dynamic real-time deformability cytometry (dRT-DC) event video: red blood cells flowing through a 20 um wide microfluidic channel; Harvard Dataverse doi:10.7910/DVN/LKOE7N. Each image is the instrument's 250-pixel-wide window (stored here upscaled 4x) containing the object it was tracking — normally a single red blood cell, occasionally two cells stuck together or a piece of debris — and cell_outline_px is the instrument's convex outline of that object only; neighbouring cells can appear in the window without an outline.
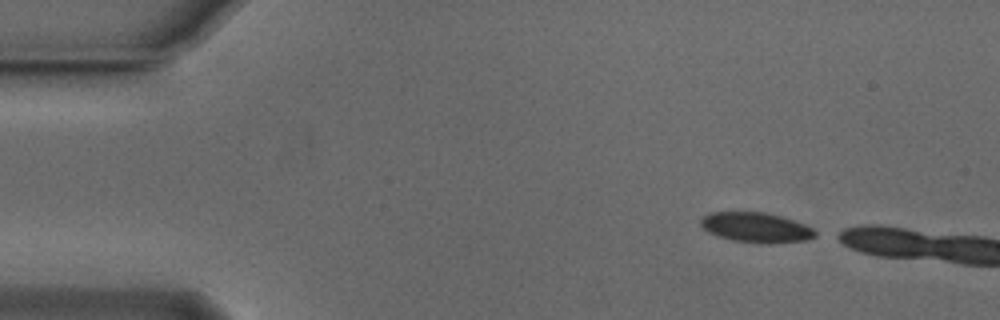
{"species": "Egyptian fruit bat (a non-hibernating species)", "species_latin": "Rousettus aegyptiacus", "temperature_condition": "cold", "stored_images_in_passage": 4, "camera_frame_rate_fps": 3000, "um_per_image_px": 0.085, "animal": {"sex": "male"}, "frame": {"image": 1, "passage_image": 1, "time_ms": 0.0, "image_size_px": [1000, 320], "cell_outline_px": [[816, 236], [808, 240], [768, 244], [760, 244], [732, 240], [708, 232], [700, 224], [700, 220], [708, 212], [764, 212], [780, 216], [804, 224], [812, 228], [816, 232]], "centroid_in_image_um": [64.27, 19.34], "position_along_channel_um": 20.7, "area_um2": 20.0}}